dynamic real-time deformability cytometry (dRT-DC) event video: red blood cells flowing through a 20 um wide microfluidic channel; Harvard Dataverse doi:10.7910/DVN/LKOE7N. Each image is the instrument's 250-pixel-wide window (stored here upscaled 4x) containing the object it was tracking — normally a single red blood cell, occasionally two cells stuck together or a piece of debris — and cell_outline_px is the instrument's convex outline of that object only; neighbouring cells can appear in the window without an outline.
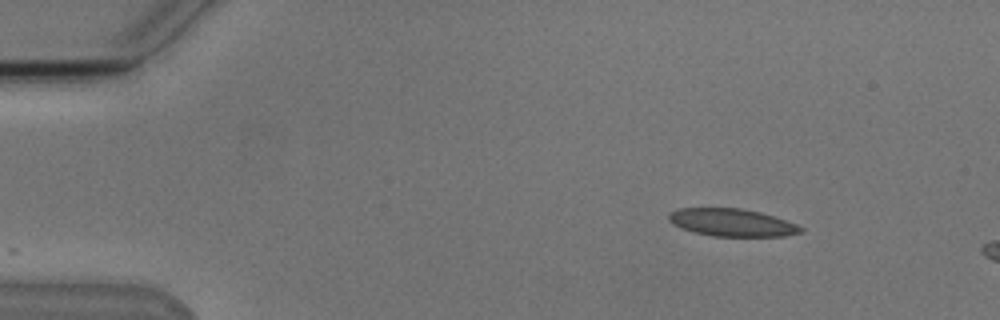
{"species": "Egyptian fruit bat (a non-hibernating species)", "species_latin": "Rousettus aegyptiacus", "temperature_condition": "cold", "stored_images_in_passage": 3, "camera_frame_rate_fps": 3000, "um_per_image_px": 0.085, "animal": {"sex": "male"}, "frame": {"image": 1, "passage_image": 2, "time_ms": 1.0, "image_size_px": [1000, 320], "cell_outline_px": [[804, 232], [784, 236], [712, 236], [692, 232], [680, 228], [672, 224], [668, 220], [668, 212], [680, 208], [740, 208], [760, 212], [796, 224], [804, 228]], "centroid_in_image_um": [62.17, 18.92], "position_along_channel_um": 22.8, "area_um2": 21.33}}